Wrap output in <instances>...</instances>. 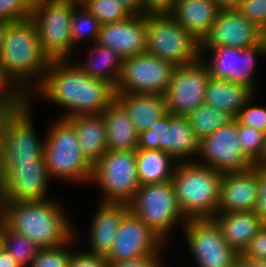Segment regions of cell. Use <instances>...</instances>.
<instances>
[{
	"label": "cell",
	"instance_id": "cell-7",
	"mask_svg": "<svg viewBox=\"0 0 266 267\" xmlns=\"http://www.w3.org/2000/svg\"><path fill=\"white\" fill-rule=\"evenodd\" d=\"M75 8L63 0H34L30 19L37 28L43 51L51 60H69L75 47L70 27Z\"/></svg>",
	"mask_w": 266,
	"mask_h": 267
},
{
	"label": "cell",
	"instance_id": "cell-37",
	"mask_svg": "<svg viewBox=\"0 0 266 267\" xmlns=\"http://www.w3.org/2000/svg\"><path fill=\"white\" fill-rule=\"evenodd\" d=\"M34 0H0V21L17 22L30 19Z\"/></svg>",
	"mask_w": 266,
	"mask_h": 267
},
{
	"label": "cell",
	"instance_id": "cell-23",
	"mask_svg": "<svg viewBox=\"0 0 266 267\" xmlns=\"http://www.w3.org/2000/svg\"><path fill=\"white\" fill-rule=\"evenodd\" d=\"M220 9L215 0H176L168 13L201 42L209 33Z\"/></svg>",
	"mask_w": 266,
	"mask_h": 267
},
{
	"label": "cell",
	"instance_id": "cell-47",
	"mask_svg": "<svg viewBox=\"0 0 266 267\" xmlns=\"http://www.w3.org/2000/svg\"><path fill=\"white\" fill-rule=\"evenodd\" d=\"M138 149L142 150H160V143H158V136L150 133V130L142 131L138 136Z\"/></svg>",
	"mask_w": 266,
	"mask_h": 267
},
{
	"label": "cell",
	"instance_id": "cell-26",
	"mask_svg": "<svg viewBox=\"0 0 266 267\" xmlns=\"http://www.w3.org/2000/svg\"><path fill=\"white\" fill-rule=\"evenodd\" d=\"M67 120L76 129L83 156L93 166L108 150L103 114L78 115Z\"/></svg>",
	"mask_w": 266,
	"mask_h": 267
},
{
	"label": "cell",
	"instance_id": "cell-3",
	"mask_svg": "<svg viewBox=\"0 0 266 267\" xmlns=\"http://www.w3.org/2000/svg\"><path fill=\"white\" fill-rule=\"evenodd\" d=\"M50 62L31 19L8 23L0 51V64L28 98L31 99V92L41 83Z\"/></svg>",
	"mask_w": 266,
	"mask_h": 267
},
{
	"label": "cell",
	"instance_id": "cell-6",
	"mask_svg": "<svg viewBox=\"0 0 266 267\" xmlns=\"http://www.w3.org/2000/svg\"><path fill=\"white\" fill-rule=\"evenodd\" d=\"M145 52L181 66L200 58V42L169 13H147Z\"/></svg>",
	"mask_w": 266,
	"mask_h": 267
},
{
	"label": "cell",
	"instance_id": "cell-46",
	"mask_svg": "<svg viewBox=\"0 0 266 267\" xmlns=\"http://www.w3.org/2000/svg\"><path fill=\"white\" fill-rule=\"evenodd\" d=\"M145 13H168L175 5L176 0H142Z\"/></svg>",
	"mask_w": 266,
	"mask_h": 267
},
{
	"label": "cell",
	"instance_id": "cell-53",
	"mask_svg": "<svg viewBox=\"0 0 266 267\" xmlns=\"http://www.w3.org/2000/svg\"><path fill=\"white\" fill-rule=\"evenodd\" d=\"M8 23L9 22H6V21H0V51H1V47L3 46L4 37L6 34Z\"/></svg>",
	"mask_w": 266,
	"mask_h": 267
},
{
	"label": "cell",
	"instance_id": "cell-19",
	"mask_svg": "<svg viewBox=\"0 0 266 267\" xmlns=\"http://www.w3.org/2000/svg\"><path fill=\"white\" fill-rule=\"evenodd\" d=\"M148 130L158 136L160 150L168 153L176 162H192L189 158L198 154L199 140L187 116L172 115L168 112Z\"/></svg>",
	"mask_w": 266,
	"mask_h": 267
},
{
	"label": "cell",
	"instance_id": "cell-2",
	"mask_svg": "<svg viewBox=\"0 0 266 267\" xmlns=\"http://www.w3.org/2000/svg\"><path fill=\"white\" fill-rule=\"evenodd\" d=\"M50 199L41 202H0V220L39 248L68 242L75 231L63 207ZM71 222V223H70Z\"/></svg>",
	"mask_w": 266,
	"mask_h": 267
},
{
	"label": "cell",
	"instance_id": "cell-1",
	"mask_svg": "<svg viewBox=\"0 0 266 267\" xmlns=\"http://www.w3.org/2000/svg\"><path fill=\"white\" fill-rule=\"evenodd\" d=\"M69 61V63H68ZM70 59L51 60L41 83L32 92L55 104L65 106L60 118L102 114L115 100V88L100 79L89 77ZM35 92V93H34Z\"/></svg>",
	"mask_w": 266,
	"mask_h": 267
},
{
	"label": "cell",
	"instance_id": "cell-8",
	"mask_svg": "<svg viewBox=\"0 0 266 267\" xmlns=\"http://www.w3.org/2000/svg\"><path fill=\"white\" fill-rule=\"evenodd\" d=\"M128 205L164 242L171 228L181 220L183 225L187 221L179 209L171 181L140 185Z\"/></svg>",
	"mask_w": 266,
	"mask_h": 267
},
{
	"label": "cell",
	"instance_id": "cell-43",
	"mask_svg": "<svg viewBox=\"0 0 266 267\" xmlns=\"http://www.w3.org/2000/svg\"><path fill=\"white\" fill-rule=\"evenodd\" d=\"M258 197L255 213L266 225V165H257Z\"/></svg>",
	"mask_w": 266,
	"mask_h": 267
},
{
	"label": "cell",
	"instance_id": "cell-27",
	"mask_svg": "<svg viewBox=\"0 0 266 267\" xmlns=\"http://www.w3.org/2000/svg\"><path fill=\"white\" fill-rule=\"evenodd\" d=\"M102 114L105 119L108 150L136 151L139 133L124 107L115 99Z\"/></svg>",
	"mask_w": 266,
	"mask_h": 267
},
{
	"label": "cell",
	"instance_id": "cell-14",
	"mask_svg": "<svg viewBox=\"0 0 266 267\" xmlns=\"http://www.w3.org/2000/svg\"><path fill=\"white\" fill-rule=\"evenodd\" d=\"M206 51L213 54L209 63L204 62L211 78L243 85L255 94L253 67L256 65L257 55L266 56L264 39L259 44L244 49L225 46L200 49V55H203V52L208 53Z\"/></svg>",
	"mask_w": 266,
	"mask_h": 267
},
{
	"label": "cell",
	"instance_id": "cell-29",
	"mask_svg": "<svg viewBox=\"0 0 266 267\" xmlns=\"http://www.w3.org/2000/svg\"><path fill=\"white\" fill-rule=\"evenodd\" d=\"M176 164V160L162 150H136L140 185L171 181Z\"/></svg>",
	"mask_w": 266,
	"mask_h": 267
},
{
	"label": "cell",
	"instance_id": "cell-49",
	"mask_svg": "<svg viewBox=\"0 0 266 267\" xmlns=\"http://www.w3.org/2000/svg\"><path fill=\"white\" fill-rule=\"evenodd\" d=\"M0 267H21L16 260L4 249L0 248Z\"/></svg>",
	"mask_w": 266,
	"mask_h": 267
},
{
	"label": "cell",
	"instance_id": "cell-51",
	"mask_svg": "<svg viewBox=\"0 0 266 267\" xmlns=\"http://www.w3.org/2000/svg\"><path fill=\"white\" fill-rule=\"evenodd\" d=\"M243 0H215L221 8H236Z\"/></svg>",
	"mask_w": 266,
	"mask_h": 267
},
{
	"label": "cell",
	"instance_id": "cell-20",
	"mask_svg": "<svg viewBox=\"0 0 266 267\" xmlns=\"http://www.w3.org/2000/svg\"><path fill=\"white\" fill-rule=\"evenodd\" d=\"M146 30L147 14L131 15L125 20L101 25L96 43L126 59L145 52Z\"/></svg>",
	"mask_w": 266,
	"mask_h": 267
},
{
	"label": "cell",
	"instance_id": "cell-24",
	"mask_svg": "<svg viewBox=\"0 0 266 267\" xmlns=\"http://www.w3.org/2000/svg\"><path fill=\"white\" fill-rule=\"evenodd\" d=\"M212 219L224 240L239 254L265 226L255 211L216 213Z\"/></svg>",
	"mask_w": 266,
	"mask_h": 267
},
{
	"label": "cell",
	"instance_id": "cell-48",
	"mask_svg": "<svg viewBox=\"0 0 266 267\" xmlns=\"http://www.w3.org/2000/svg\"><path fill=\"white\" fill-rule=\"evenodd\" d=\"M132 15H145L142 0H118Z\"/></svg>",
	"mask_w": 266,
	"mask_h": 267
},
{
	"label": "cell",
	"instance_id": "cell-17",
	"mask_svg": "<svg viewBox=\"0 0 266 267\" xmlns=\"http://www.w3.org/2000/svg\"><path fill=\"white\" fill-rule=\"evenodd\" d=\"M50 178L45 162L14 163L6 171L0 202L46 201Z\"/></svg>",
	"mask_w": 266,
	"mask_h": 267
},
{
	"label": "cell",
	"instance_id": "cell-36",
	"mask_svg": "<svg viewBox=\"0 0 266 267\" xmlns=\"http://www.w3.org/2000/svg\"><path fill=\"white\" fill-rule=\"evenodd\" d=\"M75 236L58 246L39 248L29 267H67L72 252L69 246L76 240Z\"/></svg>",
	"mask_w": 266,
	"mask_h": 267
},
{
	"label": "cell",
	"instance_id": "cell-9",
	"mask_svg": "<svg viewBox=\"0 0 266 267\" xmlns=\"http://www.w3.org/2000/svg\"><path fill=\"white\" fill-rule=\"evenodd\" d=\"M93 181L105 192L101 202L128 204L140 187L136 151L107 150L93 165Z\"/></svg>",
	"mask_w": 266,
	"mask_h": 267
},
{
	"label": "cell",
	"instance_id": "cell-52",
	"mask_svg": "<svg viewBox=\"0 0 266 267\" xmlns=\"http://www.w3.org/2000/svg\"><path fill=\"white\" fill-rule=\"evenodd\" d=\"M231 267H251L249 262L243 258L241 255L233 262Z\"/></svg>",
	"mask_w": 266,
	"mask_h": 267
},
{
	"label": "cell",
	"instance_id": "cell-22",
	"mask_svg": "<svg viewBox=\"0 0 266 267\" xmlns=\"http://www.w3.org/2000/svg\"><path fill=\"white\" fill-rule=\"evenodd\" d=\"M94 215L90 230L88 253L107 256L113 247L124 215L129 211L126 203L101 202Z\"/></svg>",
	"mask_w": 266,
	"mask_h": 267
},
{
	"label": "cell",
	"instance_id": "cell-45",
	"mask_svg": "<svg viewBox=\"0 0 266 267\" xmlns=\"http://www.w3.org/2000/svg\"><path fill=\"white\" fill-rule=\"evenodd\" d=\"M27 102H10L0 100V141L3 139V133L6 126V121L13 113Z\"/></svg>",
	"mask_w": 266,
	"mask_h": 267
},
{
	"label": "cell",
	"instance_id": "cell-16",
	"mask_svg": "<svg viewBox=\"0 0 266 267\" xmlns=\"http://www.w3.org/2000/svg\"><path fill=\"white\" fill-rule=\"evenodd\" d=\"M164 244L144 221L129 210L122 219L106 259L108 262L133 260L157 253Z\"/></svg>",
	"mask_w": 266,
	"mask_h": 267
},
{
	"label": "cell",
	"instance_id": "cell-31",
	"mask_svg": "<svg viewBox=\"0 0 266 267\" xmlns=\"http://www.w3.org/2000/svg\"><path fill=\"white\" fill-rule=\"evenodd\" d=\"M187 118L199 141L233 120L228 114L205 103L195 108Z\"/></svg>",
	"mask_w": 266,
	"mask_h": 267
},
{
	"label": "cell",
	"instance_id": "cell-55",
	"mask_svg": "<svg viewBox=\"0 0 266 267\" xmlns=\"http://www.w3.org/2000/svg\"><path fill=\"white\" fill-rule=\"evenodd\" d=\"M76 7H84L89 0H63Z\"/></svg>",
	"mask_w": 266,
	"mask_h": 267
},
{
	"label": "cell",
	"instance_id": "cell-32",
	"mask_svg": "<svg viewBox=\"0 0 266 267\" xmlns=\"http://www.w3.org/2000/svg\"><path fill=\"white\" fill-rule=\"evenodd\" d=\"M0 241L4 248L21 266H30L39 247L24 235L11 231L0 220Z\"/></svg>",
	"mask_w": 266,
	"mask_h": 267
},
{
	"label": "cell",
	"instance_id": "cell-56",
	"mask_svg": "<svg viewBox=\"0 0 266 267\" xmlns=\"http://www.w3.org/2000/svg\"><path fill=\"white\" fill-rule=\"evenodd\" d=\"M265 165H266V132H265Z\"/></svg>",
	"mask_w": 266,
	"mask_h": 267
},
{
	"label": "cell",
	"instance_id": "cell-15",
	"mask_svg": "<svg viewBox=\"0 0 266 267\" xmlns=\"http://www.w3.org/2000/svg\"><path fill=\"white\" fill-rule=\"evenodd\" d=\"M202 155V156H201ZM199 164L220 173L243 171L255 164L244 154L237 135V119L199 141Z\"/></svg>",
	"mask_w": 266,
	"mask_h": 267
},
{
	"label": "cell",
	"instance_id": "cell-50",
	"mask_svg": "<svg viewBox=\"0 0 266 267\" xmlns=\"http://www.w3.org/2000/svg\"><path fill=\"white\" fill-rule=\"evenodd\" d=\"M6 179L5 151L2 141H0V189L3 187Z\"/></svg>",
	"mask_w": 266,
	"mask_h": 267
},
{
	"label": "cell",
	"instance_id": "cell-44",
	"mask_svg": "<svg viewBox=\"0 0 266 267\" xmlns=\"http://www.w3.org/2000/svg\"><path fill=\"white\" fill-rule=\"evenodd\" d=\"M158 255L159 251L133 260L108 262V267H164Z\"/></svg>",
	"mask_w": 266,
	"mask_h": 267
},
{
	"label": "cell",
	"instance_id": "cell-34",
	"mask_svg": "<svg viewBox=\"0 0 266 267\" xmlns=\"http://www.w3.org/2000/svg\"><path fill=\"white\" fill-rule=\"evenodd\" d=\"M70 27L73 45H77L78 40L86 37L91 38L94 44L97 42L101 24L85 7H76L71 17Z\"/></svg>",
	"mask_w": 266,
	"mask_h": 267
},
{
	"label": "cell",
	"instance_id": "cell-54",
	"mask_svg": "<svg viewBox=\"0 0 266 267\" xmlns=\"http://www.w3.org/2000/svg\"><path fill=\"white\" fill-rule=\"evenodd\" d=\"M251 267H266V260L246 259Z\"/></svg>",
	"mask_w": 266,
	"mask_h": 267
},
{
	"label": "cell",
	"instance_id": "cell-42",
	"mask_svg": "<svg viewBox=\"0 0 266 267\" xmlns=\"http://www.w3.org/2000/svg\"><path fill=\"white\" fill-rule=\"evenodd\" d=\"M245 259L266 260V225L240 254Z\"/></svg>",
	"mask_w": 266,
	"mask_h": 267
},
{
	"label": "cell",
	"instance_id": "cell-39",
	"mask_svg": "<svg viewBox=\"0 0 266 267\" xmlns=\"http://www.w3.org/2000/svg\"><path fill=\"white\" fill-rule=\"evenodd\" d=\"M250 98L240 110L237 120L245 126H250L255 130L266 132V107L252 106ZM248 105V106H247ZM251 105V106H249Z\"/></svg>",
	"mask_w": 266,
	"mask_h": 267
},
{
	"label": "cell",
	"instance_id": "cell-35",
	"mask_svg": "<svg viewBox=\"0 0 266 267\" xmlns=\"http://www.w3.org/2000/svg\"><path fill=\"white\" fill-rule=\"evenodd\" d=\"M84 7L101 25L119 22L132 15L118 0H89Z\"/></svg>",
	"mask_w": 266,
	"mask_h": 267
},
{
	"label": "cell",
	"instance_id": "cell-25",
	"mask_svg": "<svg viewBox=\"0 0 266 267\" xmlns=\"http://www.w3.org/2000/svg\"><path fill=\"white\" fill-rule=\"evenodd\" d=\"M115 99L124 107L138 133L148 130L168 113L164 95L115 93Z\"/></svg>",
	"mask_w": 266,
	"mask_h": 267
},
{
	"label": "cell",
	"instance_id": "cell-13",
	"mask_svg": "<svg viewBox=\"0 0 266 267\" xmlns=\"http://www.w3.org/2000/svg\"><path fill=\"white\" fill-rule=\"evenodd\" d=\"M29 102L18 108L6 121L2 139L6 171L14 163L45 162V139L41 140L34 129Z\"/></svg>",
	"mask_w": 266,
	"mask_h": 267
},
{
	"label": "cell",
	"instance_id": "cell-18",
	"mask_svg": "<svg viewBox=\"0 0 266 267\" xmlns=\"http://www.w3.org/2000/svg\"><path fill=\"white\" fill-rule=\"evenodd\" d=\"M264 32L235 8H221L200 49L215 47L248 48L263 40Z\"/></svg>",
	"mask_w": 266,
	"mask_h": 267
},
{
	"label": "cell",
	"instance_id": "cell-21",
	"mask_svg": "<svg viewBox=\"0 0 266 267\" xmlns=\"http://www.w3.org/2000/svg\"><path fill=\"white\" fill-rule=\"evenodd\" d=\"M258 197L257 165L223 173L217 213L255 211Z\"/></svg>",
	"mask_w": 266,
	"mask_h": 267
},
{
	"label": "cell",
	"instance_id": "cell-30",
	"mask_svg": "<svg viewBox=\"0 0 266 267\" xmlns=\"http://www.w3.org/2000/svg\"><path fill=\"white\" fill-rule=\"evenodd\" d=\"M87 62L75 64L89 77L108 82L114 88L121 72L123 58L111 48L94 43Z\"/></svg>",
	"mask_w": 266,
	"mask_h": 267
},
{
	"label": "cell",
	"instance_id": "cell-4",
	"mask_svg": "<svg viewBox=\"0 0 266 267\" xmlns=\"http://www.w3.org/2000/svg\"><path fill=\"white\" fill-rule=\"evenodd\" d=\"M222 175L196 161L176 164L171 182L179 209L186 219L215 216Z\"/></svg>",
	"mask_w": 266,
	"mask_h": 267
},
{
	"label": "cell",
	"instance_id": "cell-40",
	"mask_svg": "<svg viewBox=\"0 0 266 267\" xmlns=\"http://www.w3.org/2000/svg\"><path fill=\"white\" fill-rule=\"evenodd\" d=\"M13 85V81L6 75L3 66L0 64V100L28 102L30 99L16 85L14 87Z\"/></svg>",
	"mask_w": 266,
	"mask_h": 267
},
{
	"label": "cell",
	"instance_id": "cell-28",
	"mask_svg": "<svg viewBox=\"0 0 266 267\" xmlns=\"http://www.w3.org/2000/svg\"><path fill=\"white\" fill-rule=\"evenodd\" d=\"M254 93L247 87L228 80L209 78L204 103L236 119Z\"/></svg>",
	"mask_w": 266,
	"mask_h": 267
},
{
	"label": "cell",
	"instance_id": "cell-57",
	"mask_svg": "<svg viewBox=\"0 0 266 267\" xmlns=\"http://www.w3.org/2000/svg\"><path fill=\"white\" fill-rule=\"evenodd\" d=\"M263 39L265 40L266 43V30L264 31Z\"/></svg>",
	"mask_w": 266,
	"mask_h": 267
},
{
	"label": "cell",
	"instance_id": "cell-10",
	"mask_svg": "<svg viewBox=\"0 0 266 267\" xmlns=\"http://www.w3.org/2000/svg\"><path fill=\"white\" fill-rule=\"evenodd\" d=\"M175 68L147 52L123 59L115 93L164 95Z\"/></svg>",
	"mask_w": 266,
	"mask_h": 267
},
{
	"label": "cell",
	"instance_id": "cell-11",
	"mask_svg": "<svg viewBox=\"0 0 266 267\" xmlns=\"http://www.w3.org/2000/svg\"><path fill=\"white\" fill-rule=\"evenodd\" d=\"M186 242L199 267H231L240 255L222 237L212 218L187 219Z\"/></svg>",
	"mask_w": 266,
	"mask_h": 267
},
{
	"label": "cell",
	"instance_id": "cell-38",
	"mask_svg": "<svg viewBox=\"0 0 266 267\" xmlns=\"http://www.w3.org/2000/svg\"><path fill=\"white\" fill-rule=\"evenodd\" d=\"M235 9L263 32L266 30V0H243Z\"/></svg>",
	"mask_w": 266,
	"mask_h": 267
},
{
	"label": "cell",
	"instance_id": "cell-41",
	"mask_svg": "<svg viewBox=\"0 0 266 267\" xmlns=\"http://www.w3.org/2000/svg\"><path fill=\"white\" fill-rule=\"evenodd\" d=\"M67 267H108V261L105 256L96 255L93 253L71 252V257Z\"/></svg>",
	"mask_w": 266,
	"mask_h": 267
},
{
	"label": "cell",
	"instance_id": "cell-33",
	"mask_svg": "<svg viewBox=\"0 0 266 267\" xmlns=\"http://www.w3.org/2000/svg\"><path fill=\"white\" fill-rule=\"evenodd\" d=\"M237 135L244 154L255 165H265V133L237 120Z\"/></svg>",
	"mask_w": 266,
	"mask_h": 267
},
{
	"label": "cell",
	"instance_id": "cell-5",
	"mask_svg": "<svg viewBox=\"0 0 266 267\" xmlns=\"http://www.w3.org/2000/svg\"><path fill=\"white\" fill-rule=\"evenodd\" d=\"M44 145V159L51 178L91 182L93 166L83 156L75 127L67 119L53 122Z\"/></svg>",
	"mask_w": 266,
	"mask_h": 267
},
{
	"label": "cell",
	"instance_id": "cell-12",
	"mask_svg": "<svg viewBox=\"0 0 266 267\" xmlns=\"http://www.w3.org/2000/svg\"><path fill=\"white\" fill-rule=\"evenodd\" d=\"M203 56L190 64L176 66L164 94L167 111L172 115L187 116L204 104L210 75Z\"/></svg>",
	"mask_w": 266,
	"mask_h": 267
}]
</instances>
